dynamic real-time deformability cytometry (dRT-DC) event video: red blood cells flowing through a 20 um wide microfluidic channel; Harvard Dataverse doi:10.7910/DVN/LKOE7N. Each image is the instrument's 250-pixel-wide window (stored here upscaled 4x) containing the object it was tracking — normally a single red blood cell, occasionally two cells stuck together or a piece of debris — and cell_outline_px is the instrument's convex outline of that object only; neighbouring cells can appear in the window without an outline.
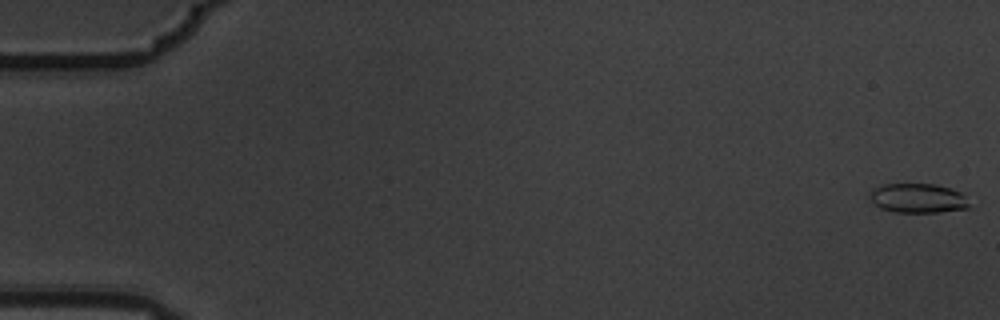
{"species": "common noctule bat (a hibernating species)", "species_latin": "Nyctalus noctula", "temperature_condition": "warm", "stored_images_in_passage": 6, "camera_frame_rate_fps": 3000, "um_per_image_px": 0.085, "animal": {"sex": "male", "body_mass_g": 19.5, "forearm_length_mm": 54.6}, "frame": {"image": 1, "passage_image": 1, "time_ms": 0.0, "image_size_px": [1000, 320], "cell_outline_px": [[968, 208], [940, 212], [892, 212], [880, 208], [872, 204], [868, 196], [868, 192], [872, 188], [884, 184], [936, 184], [952, 188], [960, 192], [964, 196], [968, 204]], "centroid_in_image_um": [77.94, 16.84], "position_along_channel_um": 7.1, "area_um2": 17.28}}
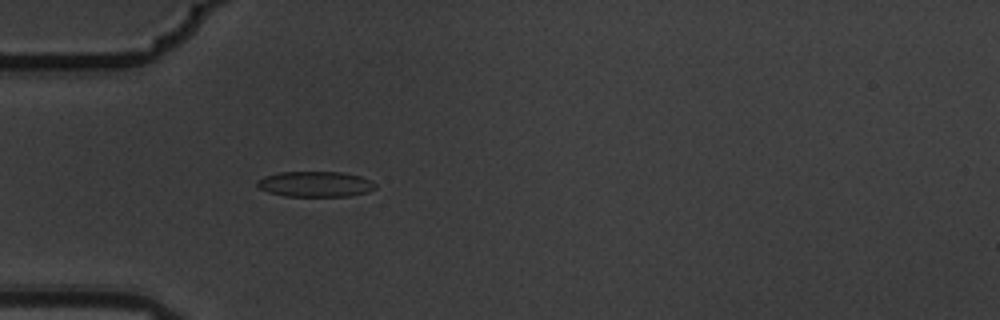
{"frame": {"image": 2, "passage_image": 6, "time_ms": 1.667, "image_size_px": [1000, 320], "cell_outline_px": [[376, 188], [368, 192], [348, 196], [284, 196], [268, 192], [260, 188], [256, 184], [256, 180], [264, 176], [280, 172], [344, 172], [360, 176], [376, 184]], "centroid_in_image_um": [26.78, 15.65], "position_along_channel_um": 58.2, "area_um2": 17.57}}